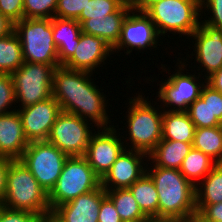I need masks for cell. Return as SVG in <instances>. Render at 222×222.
I'll use <instances>...</instances> for the list:
<instances>
[{
    "label": "cell",
    "instance_id": "cell-3",
    "mask_svg": "<svg viewBox=\"0 0 222 222\" xmlns=\"http://www.w3.org/2000/svg\"><path fill=\"white\" fill-rule=\"evenodd\" d=\"M174 58H176V61L173 60L175 63V66H173V71L170 70L172 66L170 67L169 64H167V66L166 64L161 63L159 67L157 64L156 67L159 69L158 72L161 70L160 74L158 73L157 76L154 72L155 70L153 69V76L150 75L148 77L146 76L148 73H145L146 71L148 72V70H144L145 76L142 78H144L146 81L141 78V80H143V84L141 83V80L139 83L141 84L140 87H142V85L144 87L146 83L153 88L155 85L157 86V88H154V90L158 91L152 93L151 95L152 97H155L154 100L159 103L160 107L164 111H187L189 105L200 97L201 90L206 84L207 79L201 76L198 72L193 71V69L190 70V68L187 67V65L180 60L177 55ZM161 74H163L162 78L159 76ZM163 76H166L165 79H163ZM153 82L158 83L154 85ZM154 94H156V96H154Z\"/></svg>",
    "mask_w": 222,
    "mask_h": 222
},
{
    "label": "cell",
    "instance_id": "cell-37",
    "mask_svg": "<svg viewBox=\"0 0 222 222\" xmlns=\"http://www.w3.org/2000/svg\"><path fill=\"white\" fill-rule=\"evenodd\" d=\"M38 215L25 210H13L0 205V222H38Z\"/></svg>",
    "mask_w": 222,
    "mask_h": 222
},
{
    "label": "cell",
    "instance_id": "cell-41",
    "mask_svg": "<svg viewBox=\"0 0 222 222\" xmlns=\"http://www.w3.org/2000/svg\"><path fill=\"white\" fill-rule=\"evenodd\" d=\"M13 159L0 156V205L3 202L6 192L7 172Z\"/></svg>",
    "mask_w": 222,
    "mask_h": 222
},
{
    "label": "cell",
    "instance_id": "cell-31",
    "mask_svg": "<svg viewBox=\"0 0 222 222\" xmlns=\"http://www.w3.org/2000/svg\"><path fill=\"white\" fill-rule=\"evenodd\" d=\"M122 5L116 0H89L77 21L82 24L85 20L105 18L115 13Z\"/></svg>",
    "mask_w": 222,
    "mask_h": 222
},
{
    "label": "cell",
    "instance_id": "cell-25",
    "mask_svg": "<svg viewBox=\"0 0 222 222\" xmlns=\"http://www.w3.org/2000/svg\"><path fill=\"white\" fill-rule=\"evenodd\" d=\"M128 189L147 218L158 217V193L154 181L147 172Z\"/></svg>",
    "mask_w": 222,
    "mask_h": 222
},
{
    "label": "cell",
    "instance_id": "cell-49",
    "mask_svg": "<svg viewBox=\"0 0 222 222\" xmlns=\"http://www.w3.org/2000/svg\"><path fill=\"white\" fill-rule=\"evenodd\" d=\"M139 222H147V219H144V220H142V221H139Z\"/></svg>",
    "mask_w": 222,
    "mask_h": 222
},
{
    "label": "cell",
    "instance_id": "cell-1",
    "mask_svg": "<svg viewBox=\"0 0 222 222\" xmlns=\"http://www.w3.org/2000/svg\"><path fill=\"white\" fill-rule=\"evenodd\" d=\"M98 77L94 73L73 70L61 65L53 72L52 96L60 104L63 112L77 115L96 128H109L114 126L117 120L119 122L117 115L113 114L115 107L111 109L113 103L110 102L116 99H110L107 95L109 86L102 87L103 83L106 85L104 78L99 89L96 84L100 81H95L101 79V76ZM113 116L116 120L111 118Z\"/></svg>",
    "mask_w": 222,
    "mask_h": 222
},
{
    "label": "cell",
    "instance_id": "cell-26",
    "mask_svg": "<svg viewBox=\"0 0 222 222\" xmlns=\"http://www.w3.org/2000/svg\"><path fill=\"white\" fill-rule=\"evenodd\" d=\"M216 164L208 155L192 148L182 161L179 171L196 187Z\"/></svg>",
    "mask_w": 222,
    "mask_h": 222
},
{
    "label": "cell",
    "instance_id": "cell-30",
    "mask_svg": "<svg viewBox=\"0 0 222 222\" xmlns=\"http://www.w3.org/2000/svg\"><path fill=\"white\" fill-rule=\"evenodd\" d=\"M186 112L196 128L222 126V123L211 114L210 85L207 82L201 90L200 97L189 105Z\"/></svg>",
    "mask_w": 222,
    "mask_h": 222
},
{
    "label": "cell",
    "instance_id": "cell-40",
    "mask_svg": "<svg viewBox=\"0 0 222 222\" xmlns=\"http://www.w3.org/2000/svg\"><path fill=\"white\" fill-rule=\"evenodd\" d=\"M210 109L212 116H215L222 123V94L210 85Z\"/></svg>",
    "mask_w": 222,
    "mask_h": 222
},
{
    "label": "cell",
    "instance_id": "cell-13",
    "mask_svg": "<svg viewBox=\"0 0 222 222\" xmlns=\"http://www.w3.org/2000/svg\"><path fill=\"white\" fill-rule=\"evenodd\" d=\"M96 129L81 117L62 111L53 124L47 141L69 157L84 156Z\"/></svg>",
    "mask_w": 222,
    "mask_h": 222
},
{
    "label": "cell",
    "instance_id": "cell-4",
    "mask_svg": "<svg viewBox=\"0 0 222 222\" xmlns=\"http://www.w3.org/2000/svg\"><path fill=\"white\" fill-rule=\"evenodd\" d=\"M145 13L156 26L159 35L163 39L166 37L165 40H167V43H170L172 39L174 40L172 36L177 37H175L177 40H174L175 44L172 42L170 43L171 46L169 44H167V46L166 44H164L165 46L163 45L164 49L167 50L165 51L166 54L169 52L168 50L172 48L170 52L175 53V51H177L176 49L185 44L186 39L200 26L202 20L201 0H162L150 6ZM180 37L181 39L183 37V39L181 40ZM184 37L186 39H184ZM169 39L171 40L169 41ZM181 41L183 42L180 44L179 42ZM174 45H176V47Z\"/></svg>",
    "mask_w": 222,
    "mask_h": 222
},
{
    "label": "cell",
    "instance_id": "cell-12",
    "mask_svg": "<svg viewBox=\"0 0 222 222\" xmlns=\"http://www.w3.org/2000/svg\"><path fill=\"white\" fill-rule=\"evenodd\" d=\"M69 156L48 141H33L19 159L49 194L57 183Z\"/></svg>",
    "mask_w": 222,
    "mask_h": 222
},
{
    "label": "cell",
    "instance_id": "cell-8",
    "mask_svg": "<svg viewBox=\"0 0 222 222\" xmlns=\"http://www.w3.org/2000/svg\"><path fill=\"white\" fill-rule=\"evenodd\" d=\"M185 42L186 44L189 42L192 43L179 47L177 50L180 52H177V56L187 65V67L194 69L193 71H199L198 73L206 79L222 67L221 29L212 27L201 21L200 26ZM180 48L181 50L183 49L185 51L186 49V51H188L187 53L183 52L186 54L185 57ZM188 49H190V51ZM193 59L194 62L192 63L191 61H193Z\"/></svg>",
    "mask_w": 222,
    "mask_h": 222
},
{
    "label": "cell",
    "instance_id": "cell-19",
    "mask_svg": "<svg viewBox=\"0 0 222 222\" xmlns=\"http://www.w3.org/2000/svg\"><path fill=\"white\" fill-rule=\"evenodd\" d=\"M28 145L18 111L0 115V156L20 159Z\"/></svg>",
    "mask_w": 222,
    "mask_h": 222
},
{
    "label": "cell",
    "instance_id": "cell-32",
    "mask_svg": "<svg viewBox=\"0 0 222 222\" xmlns=\"http://www.w3.org/2000/svg\"><path fill=\"white\" fill-rule=\"evenodd\" d=\"M24 18L55 17L57 0H23Z\"/></svg>",
    "mask_w": 222,
    "mask_h": 222
},
{
    "label": "cell",
    "instance_id": "cell-18",
    "mask_svg": "<svg viewBox=\"0 0 222 222\" xmlns=\"http://www.w3.org/2000/svg\"><path fill=\"white\" fill-rule=\"evenodd\" d=\"M105 197L106 191L100 185L95 190L55 207L53 211L63 222H98L100 204Z\"/></svg>",
    "mask_w": 222,
    "mask_h": 222
},
{
    "label": "cell",
    "instance_id": "cell-46",
    "mask_svg": "<svg viewBox=\"0 0 222 222\" xmlns=\"http://www.w3.org/2000/svg\"><path fill=\"white\" fill-rule=\"evenodd\" d=\"M186 222H210V221L206 220L198 212H195L186 220Z\"/></svg>",
    "mask_w": 222,
    "mask_h": 222
},
{
    "label": "cell",
    "instance_id": "cell-38",
    "mask_svg": "<svg viewBox=\"0 0 222 222\" xmlns=\"http://www.w3.org/2000/svg\"><path fill=\"white\" fill-rule=\"evenodd\" d=\"M98 222H123L113 202L107 196L101 201Z\"/></svg>",
    "mask_w": 222,
    "mask_h": 222
},
{
    "label": "cell",
    "instance_id": "cell-11",
    "mask_svg": "<svg viewBox=\"0 0 222 222\" xmlns=\"http://www.w3.org/2000/svg\"><path fill=\"white\" fill-rule=\"evenodd\" d=\"M54 69L44 63L24 62L11 74L17 108H25L52 97Z\"/></svg>",
    "mask_w": 222,
    "mask_h": 222
},
{
    "label": "cell",
    "instance_id": "cell-45",
    "mask_svg": "<svg viewBox=\"0 0 222 222\" xmlns=\"http://www.w3.org/2000/svg\"><path fill=\"white\" fill-rule=\"evenodd\" d=\"M38 222H63V221L53 210H50L40 215L38 217Z\"/></svg>",
    "mask_w": 222,
    "mask_h": 222
},
{
    "label": "cell",
    "instance_id": "cell-43",
    "mask_svg": "<svg viewBox=\"0 0 222 222\" xmlns=\"http://www.w3.org/2000/svg\"><path fill=\"white\" fill-rule=\"evenodd\" d=\"M162 0H132L131 9L134 11L145 12L154 3Z\"/></svg>",
    "mask_w": 222,
    "mask_h": 222
},
{
    "label": "cell",
    "instance_id": "cell-16",
    "mask_svg": "<svg viewBox=\"0 0 222 222\" xmlns=\"http://www.w3.org/2000/svg\"><path fill=\"white\" fill-rule=\"evenodd\" d=\"M148 154L139 150L125 149L101 178L102 188L126 189L146 173Z\"/></svg>",
    "mask_w": 222,
    "mask_h": 222
},
{
    "label": "cell",
    "instance_id": "cell-22",
    "mask_svg": "<svg viewBox=\"0 0 222 222\" xmlns=\"http://www.w3.org/2000/svg\"><path fill=\"white\" fill-rule=\"evenodd\" d=\"M192 144L162 139L148 154L146 167H163L179 170L182 161L193 148Z\"/></svg>",
    "mask_w": 222,
    "mask_h": 222
},
{
    "label": "cell",
    "instance_id": "cell-14",
    "mask_svg": "<svg viewBox=\"0 0 222 222\" xmlns=\"http://www.w3.org/2000/svg\"><path fill=\"white\" fill-rule=\"evenodd\" d=\"M125 149L120 131L115 125L97 128L90 138L84 157L94 172L102 178Z\"/></svg>",
    "mask_w": 222,
    "mask_h": 222
},
{
    "label": "cell",
    "instance_id": "cell-33",
    "mask_svg": "<svg viewBox=\"0 0 222 222\" xmlns=\"http://www.w3.org/2000/svg\"><path fill=\"white\" fill-rule=\"evenodd\" d=\"M17 110L15 88L11 74L0 73V115Z\"/></svg>",
    "mask_w": 222,
    "mask_h": 222
},
{
    "label": "cell",
    "instance_id": "cell-21",
    "mask_svg": "<svg viewBox=\"0 0 222 222\" xmlns=\"http://www.w3.org/2000/svg\"><path fill=\"white\" fill-rule=\"evenodd\" d=\"M53 38L58 51V61L64 65L75 53L81 34V24L74 19L54 17L52 19Z\"/></svg>",
    "mask_w": 222,
    "mask_h": 222
},
{
    "label": "cell",
    "instance_id": "cell-15",
    "mask_svg": "<svg viewBox=\"0 0 222 222\" xmlns=\"http://www.w3.org/2000/svg\"><path fill=\"white\" fill-rule=\"evenodd\" d=\"M112 55V47L103 39L81 32L75 53L63 66L101 75L100 72L108 69L104 67L105 65H113V60H116L115 63H117L118 58L114 59Z\"/></svg>",
    "mask_w": 222,
    "mask_h": 222
},
{
    "label": "cell",
    "instance_id": "cell-48",
    "mask_svg": "<svg viewBox=\"0 0 222 222\" xmlns=\"http://www.w3.org/2000/svg\"><path fill=\"white\" fill-rule=\"evenodd\" d=\"M116 1H118L122 6L125 7H130L132 3V0H116Z\"/></svg>",
    "mask_w": 222,
    "mask_h": 222
},
{
    "label": "cell",
    "instance_id": "cell-34",
    "mask_svg": "<svg viewBox=\"0 0 222 222\" xmlns=\"http://www.w3.org/2000/svg\"><path fill=\"white\" fill-rule=\"evenodd\" d=\"M201 19L205 24L222 30V0H201Z\"/></svg>",
    "mask_w": 222,
    "mask_h": 222
},
{
    "label": "cell",
    "instance_id": "cell-6",
    "mask_svg": "<svg viewBox=\"0 0 222 222\" xmlns=\"http://www.w3.org/2000/svg\"><path fill=\"white\" fill-rule=\"evenodd\" d=\"M2 206L25 210L38 216L50 211L48 194L29 169L19 160H12L7 172L6 192Z\"/></svg>",
    "mask_w": 222,
    "mask_h": 222
},
{
    "label": "cell",
    "instance_id": "cell-5",
    "mask_svg": "<svg viewBox=\"0 0 222 222\" xmlns=\"http://www.w3.org/2000/svg\"><path fill=\"white\" fill-rule=\"evenodd\" d=\"M158 193V218L186 221L196 212L195 186L178 169L146 167Z\"/></svg>",
    "mask_w": 222,
    "mask_h": 222
},
{
    "label": "cell",
    "instance_id": "cell-9",
    "mask_svg": "<svg viewBox=\"0 0 222 222\" xmlns=\"http://www.w3.org/2000/svg\"><path fill=\"white\" fill-rule=\"evenodd\" d=\"M14 31L21 42L24 62L61 66L51 18H23L14 24Z\"/></svg>",
    "mask_w": 222,
    "mask_h": 222
},
{
    "label": "cell",
    "instance_id": "cell-17",
    "mask_svg": "<svg viewBox=\"0 0 222 222\" xmlns=\"http://www.w3.org/2000/svg\"><path fill=\"white\" fill-rule=\"evenodd\" d=\"M17 111L29 142L47 141L53 124L62 112L60 104L53 96L25 108H17Z\"/></svg>",
    "mask_w": 222,
    "mask_h": 222
},
{
    "label": "cell",
    "instance_id": "cell-36",
    "mask_svg": "<svg viewBox=\"0 0 222 222\" xmlns=\"http://www.w3.org/2000/svg\"><path fill=\"white\" fill-rule=\"evenodd\" d=\"M0 13L13 24L24 18L23 0H0Z\"/></svg>",
    "mask_w": 222,
    "mask_h": 222
},
{
    "label": "cell",
    "instance_id": "cell-35",
    "mask_svg": "<svg viewBox=\"0 0 222 222\" xmlns=\"http://www.w3.org/2000/svg\"><path fill=\"white\" fill-rule=\"evenodd\" d=\"M89 0H57L55 17L77 20Z\"/></svg>",
    "mask_w": 222,
    "mask_h": 222
},
{
    "label": "cell",
    "instance_id": "cell-39",
    "mask_svg": "<svg viewBox=\"0 0 222 222\" xmlns=\"http://www.w3.org/2000/svg\"><path fill=\"white\" fill-rule=\"evenodd\" d=\"M199 214L210 222H222V202L206 205Z\"/></svg>",
    "mask_w": 222,
    "mask_h": 222
},
{
    "label": "cell",
    "instance_id": "cell-7",
    "mask_svg": "<svg viewBox=\"0 0 222 222\" xmlns=\"http://www.w3.org/2000/svg\"><path fill=\"white\" fill-rule=\"evenodd\" d=\"M164 43L167 42L159 35L150 17L145 12L131 10L123 22L119 40L112 48V51L115 56L117 55L116 58L118 56L119 59L122 57L120 61L123 60V58H125L123 61L131 58L132 56L130 55L133 51L136 52V56L137 54L139 55V53L144 54L145 52L147 58L148 53L150 54L155 51L154 55L156 59H153V56L152 58L149 57L148 60H159L158 55L155 53L157 49L159 53H162L161 49H163V47L161 45ZM147 50H150V52ZM127 56H129V58Z\"/></svg>",
    "mask_w": 222,
    "mask_h": 222
},
{
    "label": "cell",
    "instance_id": "cell-47",
    "mask_svg": "<svg viewBox=\"0 0 222 222\" xmlns=\"http://www.w3.org/2000/svg\"><path fill=\"white\" fill-rule=\"evenodd\" d=\"M147 222H184V221L173 218L152 217V218H147Z\"/></svg>",
    "mask_w": 222,
    "mask_h": 222
},
{
    "label": "cell",
    "instance_id": "cell-10",
    "mask_svg": "<svg viewBox=\"0 0 222 222\" xmlns=\"http://www.w3.org/2000/svg\"><path fill=\"white\" fill-rule=\"evenodd\" d=\"M100 185L101 178L89 166L84 156L68 157L56 185L48 194L50 209L95 190Z\"/></svg>",
    "mask_w": 222,
    "mask_h": 222
},
{
    "label": "cell",
    "instance_id": "cell-28",
    "mask_svg": "<svg viewBox=\"0 0 222 222\" xmlns=\"http://www.w3.org/2000/svg\"><path fill=\"white\" fill-rule=\"evenodd\" d=\"M24 63L20 39L13 30L0 38V73L12 74Z\"/></svg>",
    "mask_w": 222,
    "mask_h": 222
},
{
    "label": "cell",
    "instance_id": "cell-29",
    "mask_svg": "<svg viewBox=\"0 0 222 222\" xmlns=\"http://www.w3.org/2000/svg\"><path fill=\"white\" fill-rule=\"evenodd\" d=\"M106 196L113 202L123 222H139L147 219L128 188L107 190Z\"/></svg>",
    "mask_w": 222,
    "mask_h": 222
},
{
    "label": "cell",
    "instance_id": "cell-20",
    "mask_svg": "<svg viewBox=\"0 0 222 222\" xmlns=\"http://www.w3.org/2000/svg\"><path fill=\"white\" fill-rule=\"evenodd\" d=\"M131 10V7L121 6L105 18L87 19L81 24V30L86 34L100 37L113 48L119 40L123 22Z\"/></svg>",
    "mask_w": 222,
    "mask_h": 222
},
{
    "label": "cell",
    "instance_id": "cell-23",
    "mask_svg": "<svg viewBox=\"0 0 222 222\" xmlns=\"http://www.w3.org/2000/svg\"><path fill=\"white\" fill-rule=\"evenodd\" d=\"M162 139L193 143L196 126L186 111H163Z\"/></svg>",
    "mask_w": 222,
    "mask_h": 222
},
{
    "label": "cell",
    "instance_id": "cell-2",
    "mask_svg": "<svg viewBox=\"0 0 222 222\" xmlns=\"http://www.w3.org/2000/svg\"><path fill=\"white\" fill-rule=\"evenodd\" d=\"M130 75L133 76V74L127 75L128 78H125V81L120 79L122 84H124V82V85L127 84L125 90H120L127 91V94L125 93V95H127L125 96L127 97V101L125 100L126 103L123 108H127V111L122 115L123 117H121L124 122L122 120L119 122L121 128H119V123L117 122H115V126L120 131L126 149L139 150L149 154L162 140V116L164 110L156 100L153 101L154 98L152 95L149 98L152 91L149 92L148 96H146L147 94L144 95L145 92L147 93L146 87L144 89L140 88L139 91H137L138 93L136 92L134 95L133 93L132 95L128 94V90H131V87L133 88V86H136L134 83L135 81H133L136 76L132 77ZM127 88L128 90H126Z\"/></svg>",
    "mask_w": 222,
    "mask_h": 222
},
{
    "label": "cell",
    "instance_id": "cell-42",
    "mask_svg": "<svg viewBox=\"0 0 222 222\" xmlns=\"http://www.w3.org/2000/svg\"><path fill=\"white\" fill-rule=\"evenodd\" d=\"M207 83L222 93V67L207 78Z\"/></svg>",
    "mask_w": 222,
    "mask_h": 222
},
{
    "label": "cell",
    "instance_id": "cell-27",
    "mask_svg": "<svg viewBox=\"0 0 222 222\" xmlns=\"http://www.w3.org/2000/svg\"><path fill=\"white\" fill-rule=\"evenodd\" d=\"M192 146L216 163H222V126L196 128Z\"/></svg>",
    "mask_w": 222,
    "mask_h": 222
},
{
    "label": "cell",
    "instance_id": "cell-24",
    "mask_svg": "<svg viewBox=\"0 0 222 222\" xmlns=\"http://www.w3.org/2000/svg\"><path fill=\"white\" fill-rule=\"evenodd\" d=\"M195 195L198 213L208 204L222 202V163H217L195 187Z\"/></svg>",
    "mask_w": 222,
    "mask_h": 222
},
{
    "label": "cell",
    "instance_id": "cell-44",
    "mask_svg": "<svg viewBox=\"0 0 222 222\" xmlns=\"http://www.w3.org/2000/svg\"><path fill=\"white\" fill-rule=\"evenodd\" d=\"M14 30V24L0 13V38Z\"/></svg>",
    "mask_w": 222,
    "mask_h": 222
}]
</instances>
